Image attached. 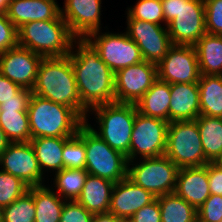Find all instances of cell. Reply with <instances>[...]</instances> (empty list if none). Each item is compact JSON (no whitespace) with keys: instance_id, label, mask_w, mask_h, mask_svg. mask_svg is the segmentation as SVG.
Segmentation results:
<instances>
[{"instance_id":"obj_44","label":"cell","mask_w":222,"mask_h":222,"mask_svg":"<svg viewBox=\"0 0 222 222\" xmlns=\"http://www.w3.org/2000/svg\"><path fill=\"white\" fill-rule=\"evenodd\" d=\"M120 220L114 214L100 213L94 214L92 222H119Z\"/></svg>"},{"instance_id":"obj_30","label":"cell","mask_w":222,"mask_h":222,"mask_svg":"<svg viewBox=\"0 0 222 222\" xmlns=\"http://www.w3.org/2000/svg\"><path fill=\"white\" fill-rule=\"evenodd\" d=\"M0 128L11 143L30 142L31 140L28 112L1 109Z\"/></svg>"},{"instance_id":"obj_17","label":"cell","mask_w":222,"mask_h":222,"mask_svg":"<svg viewBox=\"0 0 222 222\" xmlns=\"http://www.w3.org/2000/svg\"><path fill=\"white\" fill-rule=\"evenodd\" d=\"M64 7L61 16L77 39L100 31L101 0H65Z\"/></svg>"},{"instance_id":"obj_15","label":"cell","mask_w":222,"mask_h":222,"mask_svg":"<svg viewBox=\"0 0 222 222\" xmlns=\"http://www.w3.org/2000/svg\"><path fill=\"white\" fill-rule=\"evenodd\" d=\"M3 171L20 178L26 185H43V174L30 142L10 143L0 154Z\"/></svg>"},{"instance_id":"obj_31","label":"cell","mask_w":222,"mask_h":222,"mask_svg":"<svg viewBox=\"0 0 222 222\" xmlns=\"http://www.w3.org/2000/svg\"><path fill=\"white\" fill-rule=\"evenodd\" d=\"M88 172L85 169L64 168L54 178L57 194L66 201L77 200L85 184Z\"/></svg>"},{"instance_id":"obj_1","label":"cell","mask_w":222,"mask_h":222,"mask_svg":"<svg viewBox=\"0 0 222 222\" xmlns=\"http://www.w3.org/2000/svg\"><path fill=\"white\" fill-rule=\"evenodd\" d=\"M78 48L69 57L82 103V119L93 108L115 102V73L101 60L86 39H77ZM76 52V53H75Z\"/></svg>"},{"instance_id":"obj_4","label":"cell","mask_w":222,"mask_h":222,"mask_svg":"<svg viewBox=\"0 0 222 222\" xmlns=\"http://www.w3.org/2000/svg\"><path fill=\"white\" fill-rule=\"evenodd\" d=\"M77 38L60 16L55 20L30 21L18 28V45L43 58L68 56Z\"/></svg>"},{"instance_id":"obj_39","label":"cell","mask_w":222,"mask_h":222,"mask_svg":"<svg viewBox=\"0 0 222 222\" xmlns=\"http://www.w3.org/2000/svg\"><path fill=\"white\" fill-rule=\"evenodd\" d=\"M94 214L87 211L76 200L65 201L60 222H92Z\"/></svg>"},{"instance_id":"obj_11","label":"cell","mask_w":222,"mask_h":222,"mask_svg":"<svg viewBox=\"0 0 222 222\" xmlns=\"http://www.w3.org/2000/svg\"><path fill=\"white\" fill-rule=\"evenodd\" d=\"M99 34V30L94 31L85 39L99 53L101 60L114 73L144 60L138 45L126 32L121 34Z\"/></svg>"},{"instance_id":"obj_18","label":"cell","mask_w":222,"mask_h":222,"mask_svg":"<svg viewBox=\"0 0 222 222\" xmlns=\"http://www.w3.org/2000/svg\"><path fill=\"white\" fill-rule=\"evenodd\" d=\"M155 199L151 192L125 178L114 183L108 213L121 220H129L138 210Z\"/></svg>"},{"instance_id":"obj_20","label":"cell","mask_w":222,"mask_h":222,"mask_svg":"<svg viewBox=\"0 0 222 222\" xmlns=\"http://www.w3.org/2000/svg\"><path fill=\"white\" fill-rule=\"evenodd\" d=\"M61 16V8L55 0H10L8 19L18 29L30 21L55 20Z\"/></svg>"},{"instance_id":"obj_43","label":"cell","mask_w":222,"mask_h":222,"mask_svg":"<svg viewBox=\"0 0 222 222\" xmlns=\"http://www.w3.org/2000/svg\"><path fill=\"white\" fill-rule=\"evenodd\" d=\"M21 87L12 82L0 72V105L9 99H18V91Z\"/></svg>"},{"instance_id":"obj_26","label":"cell","mask_w":222,"mask_h":222,"mask_svg":"<svg viewBox=\"0 0 222 222\" xmlns=\"http://www.w3.org/2000/svg\"><path fill=\"white\" fill-rule=\"evenodd\" d=\"M28 190L33 195L35 205V222H60L63 200L58 194L45 185L31 186Z\"/></svg>"},{"instance_id":"obj_10","label":"cell","mask_w":222,"mask_h":222,"mask_svg":"<svg viewBox=\"0 0 222 222\" xmlns=\"http://www.w3.org/2000/svg\"><path fill=\"white\" fill-rule=\"evenodd\" d=\"M169 122L148 117L138 112L136 107V116L133 124L128 164L136 159L137 154L141 158L158 157L165 154L167 145V131Z\"/></svg>"},{"instance_id":"obj_36","label":"cell","mask_w":222,"mask_h":222,"mask_svg":"<svg viewBox=\"0 0 222 222\" xmlns=\"http://www.w3.org/2000/svg\"><path fill=\"white\" fill-rule=\"evenodd\" d=\"M204 2L207 33L222 35V0H204Z\"/></svg>"},{"instance_id":"obj_22","label":"cell","mask_w":222,"mask_h":222,"mask_svg":"<svg viewBox=\"0 0 222 222\" xmlns=\"http://www.w3.org/2000/svg\"><path fill=\"white\" fill-rule=\"evenodd\" d=\"M113 186L110 180L88 174L76 201L93 214L108 213Z\"/></svg>"},{"instance_id":"obj_24","label":"cell","mask_w":222,"mask_h":222,"mask_svg":"<svg viewBox=\"0 0 222 222\" xmlns=\"http://www.w3.org/2000/svg\"><path fill=\"white\" fill-rule=\"evenodd\" d=\"M201 75H222V35L205 33L194 45Z\"/></svg>"},{"instance_id":"obj_35","label":"cell","mask_w":222,"mask_h":222,"mask_svg":"<svg viewBox=\"0 0 222 222\" xmlns=\"http://www.w3.org/2000/svg\"><path fill=\"white\" fill-rule=\"evenodd\" d=\"M63 169H85L86 150L84 141L76 134L63 147Z\"/></svg>"},{"instance_id":"obj_37","label":"cell","mask_w":222,"mask_h":222,"mask_svg":"<svg viewBox=\"0 0 222 222\" xmlns=\"http://www.w3.org/2000/svg\"><path fill=\"white\" fill-rule=\"evenodd\" d=\"M197 217L204 222H222V195H210L197 210Z\"/></svg>"},{"instance_id":"obj_46","label":"cell","mask_w":222,"mask_h":222,"mask_svg":"<svg viewBox=\"0 0 222 222\" xmlns=\"http://www.w3.org/2000/svg\"><path fill=\"white\" fill-rule=\"evenodd\" d=\"M10 0H0V14H7Z\"/></svg>"},{"instance_id":"obj_9","label":"cell","mask_w":222,"mask_h":222,"mask_svg":"<svg viewBox=\"0 0 222 222\" xmlns=\"http://www.w3.org/2000/svg\"><path fill=\"white\" fill-rule=\"evenodd\" d=\"M142 159L132 168L128 164L127 178L155 197L173 193L179 168L165 154Z\"/></svg>"},{"instance_id":"obj_7","label":"cell","mask_w":222,"mask_h":222,"mask_svg":"<svg viewBox=\"0 0 222 222\" xmlns=\"http://www.w3.org/2000/svg\"><path fill=\"white\" fill-rule=\"evenodd\" d=\"M96 112L99 130L96 131L87 120L85 123L112 149L129 155L133 124L136 116V104L117 103L100 105L92 109Z\"/></svg>"},{"instance_id":"obj_47","label":"cell","mask_w":222,"mask_h":222,"mask_svg":"<svg viewBox=\"0 0 222 222\" xmlns=\"http://www.w3.org/2000/svg\"><path fill=\"white\" fill-rule=\"evenodd\" d=\"M0 222H4V207L0 206Z\"/></svg>"},{"instance_id":"obj_8","label":"cell","mask_w":222,"mask_h":222,"mask_svg":"<svg viewBox=\"0 0 222 222\" xmlns=\"http://www.w3.org/2000/svg\"><path fill=\"white\" fill-rule=\"evenodd\" d=\"M165 155L178 167L206 165L197 122H169Z\"/></svg>"},{"instance_id":"obj_48","label":"cell","mask_w":222,"mask_h":222,"mask_svg":"<svg viewBox=\"0 0 222 222\" xmlns=\"http://www.w3.org/2000/svg\"><path fill=\"white\" fill-rule=\"evenodd\" d=\"M194 222H204L203 220L199 219L198 217H196Z\"/></svg>"},{"instance_id":"obj_42","label":"cell","mask_w":222,"mask_h":222,"mask_svg":"<svg viewBox=\"0 0 222 222\" xmlns=\"http://www.w3.org/2000/svg\"><path fill=\"white\" fill-rule=\"evenodd\" d=\"M32 92L30 89L21 88L18 91V99H9L0 105V109H11L16 112H28V104Z\"/></svg>"},{"instance_id":"obj_29","label":"cell","mask_w":222,"mask_h":222,"mask_svg":"<svg viewBox=\"0 0 222 222\" xmlns=\"http://www.w3.org/2000/svg\"><path fill=\"white\" fill-rule=\"evenodd\" d=\"M161 222H194L197 210L175 192L158 197Z\"/></svg>"},{"instance_id":"obj_14","label":"cell","mask_w":222,"mask_h":222,"mask_svg":"<svg viewBox=\"0 0 222 222\" xmlns=\"http://www.w3.org/2000/svg\"><path fill=\"white\" fill-rule=\"evenodd\" d=\"M126 34L138 45L143 59L158 64L173 46L167 27L139 19H127Z\"/></svg>"},{"instance_id":"obj_27","label":"cell","mask_w":222,"mask_h":222,"mask_svg":"<svg viewBox=\"0 0 222 222\" xmlns=\"http://www.w3.org/2000/svg\"><path fill=\"white\" fill-rule=\"evenodd\" d=\"M68 139L63 137H38L30 140L42 173L45 168L55 170V173L63 169V147Z\"/></svg>"},{"instance_id":"obj_19","label":"cell","mask_w":222,"mask_h":222,"mask_svg":"<svg viewBox=\"0 0 222 222\" xmlns=\"http://www.w3.org/2000/svg\"><path fill=\"white\" fill-rule=\"evenodd\" d=\"M174 192L198 210L211 195L208 163L201 167L179 168Z\"/></svg>"},{"instance_id":"obj_49","label":"cell","mask_w":222,"mask_h":222,"mask_svg":"<svg viewBox=\"0 0 222 222\" xmlns=\"http://www.w3.org/2000/svg\"><path fill=\"white\" fill-rule=\"evenodd\" d=\"M119 222H130L129 220H120Z\"/></svg>"},{"instance_id":"obj_25","label":"cell","mask_w":222,"mask_h":222,"mask_svg":"<svg viewBox=\"0 0 222 222\" xmlns=\"http://www.w3.org/2000/svg\"><path fill=\"white\" fill-rule=\"evenodd\" d=\"M198 124L203 152L208 162H222V118L199 115Z\"/></svg>"},{"instance_id":"obj_2","label":"cell","mask_w":222,"mask_h":222,"mask_svg":"<svg viewBox=\"0 0 222 222\" xmlns=\"http://www.w3.org/2000/svg\"><path fill=\"white\" fill-rule=\"evenodd\" d=\"M31 92L72 108L82 118V103L69 56L43 58Z\"/></svg>"},{"instance_id":"obj_16","label":"cell","mask_w":222,"mask_h":222,"mask_svg":"<svg viewBox=\"0 0 222 222\" xmlns=\"http://www.w3.org/2000/svg\"><path fill=\"white\" fill-rule=\"evenodd\" d=\"M42 59L41 55L18 45L0 54V72L21 88L32 90Z\"/></svg>"},{"instance_id":"obj_28","label":"cell","mask_w":222,"mask_h":222,"mask_svg":"<svg viewBox=\"0 0 222 222\" xmlns=\"http://www.w3.org/2000/svg\"><path fill=\"white\" fill-rule=\"evenodd\" d=\"M198 87L200 115L222 118V76L201 75Z\"/></svg>"},{"instance_id":"obj_41","label":"cell","mask_w":222,"mask_h":222,"mask_svg":"<svg viewBox=\"0 0 222 222\" xmlns=\"http://www.w3.org/2000/svg\"><path fill=\"white\" fill-rule=\"evenodd\" d=\"M209 190L211 195H222V162H208Z\"/></svg>"},{"instance_id":"obj_33","label":"cell","mask_w":222,"mask_h":222,"mask_svg":"<svg viewBox=\"0 0 222 222\" xmlns=\"http://www.w3.org/2000/svg\"><path fill=\"white\" fill-rule=\"evenodd\" d=\"M29 186L20 178L0 170V206L12 204L28 191Z\"/></svg>"},{"instance_id":"obj_34","label":"cell","mask_w":222,"mask_h":222,"mask_svg":"<svg viewBox=\"0 0 222 222\" xmlns=\"http://www.w3.org/2000/svg\"><path fill=\"white\" fill-rule=\"evenodd\" d=\"M127 19H139L159 24L165 21L160 0H139L136 5L128 9Z\"/></svg>"},{"instance_id":"obj_40","label":"cell","mask_w":222,"mask_h":222,"mask_svg":"<svg viewBox=\"0 0 222 222\" xmlns=\"http://www.w3.org/2000/svg\"><path fill=\"white\" fill-rule=\"evenodd\" d=\"M130 222H161L158 197L148 205L143 206L130 219Z\"/></svg>"},{"instance_id":"obj_3","label":"cell","mask_w":222,"mask_h":222,"mask_svg":"<svg viewBox=\"0 0 222 222\" xmlns=\"http://www.w3.org/2000/svg\"><path fill=\"white\" fill-rule=\"evenodd\" d=\"M31 139L38 137L70 138L85 121L70 107L32 94L28 104Z\"/></svg>"},{"instance_id":"obj_23","label":"cell","mask_w":222,"mask_h":222,"mask_svg":"<svg viewBox=\"0 0 222 222\" xmlns=\"http://www.w3.org/2000/svg\"><path fill=\"white\" fill-rule=\"evenodd\" d=\"M170 100V84L157 79L136 107L142 115L169 122Z\"/></svg>"},{"instance_id":"obj_38","label":"cell","mask_w":222,"mask_h":222,"mask_svg":"<svg viewBox=\"0 0 222 222\" xmlns=\"http://www.w3.org/2000/svg\"><path fill=\"white\" fill-rule=\"evenodd\" d=\"M18 46V29L8 19L7 14H0V54Z\"/></svg>"},{"instance_id":"obj_13","label":"cell","mask_w":222,"mask_h":222,"mask_svg":"<svg viewBox=\"0 0 222 222\" xmlns=\"http://www.w3.org/2000/svg\"><path fill=\"white\" fill-rule=\"evenodd\" d=\"M157 74L169 84L198 83L201 74L194 45H173L157 64Z\"/></svg>"},{"instance_id":"obj_12","label":"cell","mask_w":222,"mask_h":222,"mask_svg":"<svg viewBox=\"0 0 222 222\" xmlns=\"http://www.w3.org/2000/svg\"><path fill=\"white\" fill-rule=\"evenodd\" d=\"M158 79L157 65L145 60L115 73V102L137 104Z\"/></svg>"},{"instance_id":"obj_45","label":"cell","mask_w":222,"mask_h":222,"mask_svg":"<svg viewBox=\"0 0 222 222\" xmlns=\"http://www.w3.org/2000/svg\"><path fill=\"white\" fill-rule=\"evenodd\" d=\"M11 142L7 139L5 132L0 128V154L6 150Z\"/></svg>"},{"instance_id":"obj_32","label":"cell","mask_w":222,"mask_h":222,"mask_svg":"<svg viewBox=\"0 0 222 222\" xmlns=\"http://www.w3.org/2000/svg\"><path fill=\"white\" fill-rule=\"evenodd\" d=\"M35 205L28 190L12 204L4 207V222H35Z\"/></svg>"},{"instance_id":"obj_6","label":"cell","mask_w":222,"mask_h":222,"mask_svg":"<svg viewBox=\"0 0 222 222\" xmlns=\"http://www.w3.org/2000/svg\"><path fill=\"white\" fill-rule=\"evenodd\" d=\"M86 150L85 170L93 176L117 183L127 178V156L112 149L84 123L77 131Z\"/></svg>"},{"instance_id":"obj_21","label":"cell","mask_w":222,"mask_h":222,"mask_svg":"<svg viewBox=\"0 0 222 222\" xmlns=\"http://www.w3.org/2000/svg\"><path fill=\"white\" fill-rule=\"evenodd\" d=\"M169 122L194 121L200 115L198 83L170 84Z\"/></svg>"},{"instance_id":"obj_5","label":"cell","mask_w":222,"mask_h":222,"mask_svg":"<svg viewBox=\"0 0 222 222\" xmlns=\"http://www.w3.org/2000/svg\"><path fill=\"white\" fill-rule=\"evenodd\" d=\"M161 4L173 45H195L207 33L204 0H162Z\"/></svg>"}]
</instances>
